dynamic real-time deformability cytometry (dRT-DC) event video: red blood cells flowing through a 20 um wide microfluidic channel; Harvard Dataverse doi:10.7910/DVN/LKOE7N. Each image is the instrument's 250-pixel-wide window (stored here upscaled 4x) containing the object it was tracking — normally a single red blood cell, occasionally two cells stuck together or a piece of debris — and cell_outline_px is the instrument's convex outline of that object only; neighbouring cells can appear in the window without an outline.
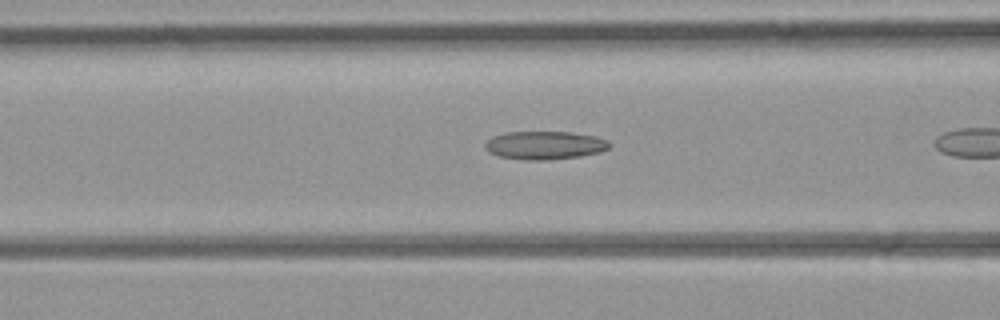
{"species": "common noctule bat (a hibernating species)", "species_latin": "Nyctalus noctula", "temperature_condition": "room temperature", "stored_images_in_passage": 7, "camera_frame_rate_fps": 3000, "um_per_image_px": 0.085, "animal": {"sex": "female", "body_mass_g": 21.9}, "frame": {"image": 1, "passage_image": 5, "time_ms": 1.333, "image_size_px": [1000, 320], "cell_outline_px": [[612, 144], [608, 148], [600, 152], [580, 156], [548, 160], [524, 160], [500, 156], [488, 152], [484, 148], [484, 144], [492, 136], [508, 132], [568, 132], [596, 136], [608, 140]], "centroid_in_image_um": [46.3, 12.35], "position_along_channel_um": 120.3, "area_um2": 20.52}}